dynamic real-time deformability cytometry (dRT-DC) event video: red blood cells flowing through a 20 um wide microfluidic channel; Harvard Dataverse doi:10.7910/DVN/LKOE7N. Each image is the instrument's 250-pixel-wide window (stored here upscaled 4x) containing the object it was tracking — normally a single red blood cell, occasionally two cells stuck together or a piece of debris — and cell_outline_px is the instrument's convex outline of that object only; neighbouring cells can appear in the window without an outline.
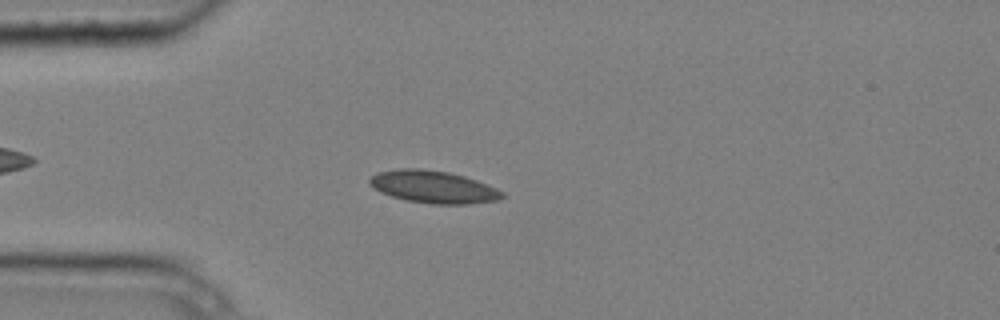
{"species": "common noctule bat (a hibernating species)", "species_latin": "Nyctalus noctula", "temperature_condition": "cold", "stored_images_in_passage": 3, "camera_frame_rate_fps": 3000, "um_per_image_px": 0.085, "animal": {"sex": "male", "body_mass_g": 20.4}, "frame": {"image": 1, "passage_image": 3, "time_ms": 0.667, "image_size_px": [1000, 320], "cell_outline_px": [[504, 196], [496, 200], [468, 204], [432, 204], [404, 200], [380, 192], [368, 184], [368, 180], [376, 172], [400, 168], [420, 168], [448, 172], [464, 176], [476, 180], [496, 188], [504, 192]], "centroid_in_image_um": [36.79, 15.88], "position_along_channel_um": 48.2, "area_um2": 25.09}}